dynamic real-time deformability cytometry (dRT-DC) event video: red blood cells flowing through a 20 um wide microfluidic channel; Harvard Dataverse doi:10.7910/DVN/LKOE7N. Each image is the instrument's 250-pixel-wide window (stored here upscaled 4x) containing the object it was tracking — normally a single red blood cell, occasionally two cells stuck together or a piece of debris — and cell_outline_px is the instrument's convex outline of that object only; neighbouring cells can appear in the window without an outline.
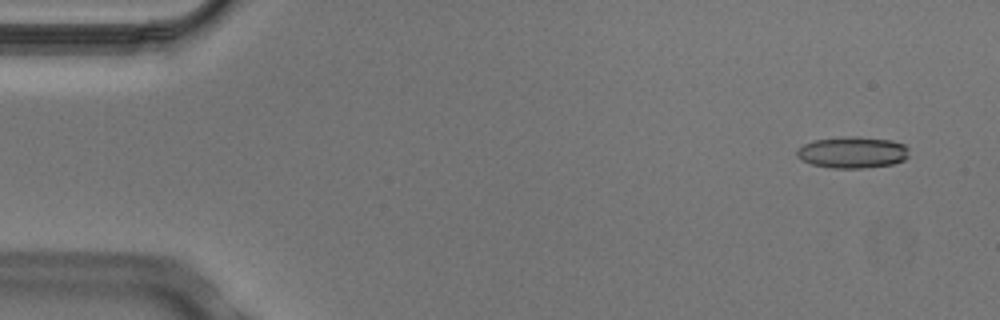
{"species": "Egyptian fruit bat (a non-hibernating species)", "species_latin": "Rousettus aegyptiacus", "temperature_condition": "cold", "stored_images_in_passage": 4, "camera_frame_rate_fps": 3000, "um_per_image_px": 0.085, "animal": {"sex": "male"}, "frame": {"image": 1, "passage_image": 1, "time_ms": 0.0, "image_size_px": [1000, 320], "cell_outline_px": [[908, 156], [904, 160], [892, 164], [864, 168], [832, 168], [812, 164], [800, 160], [796, 156], [796, 152], [804, 144], [812, 140], [848, 136], [856, 136], [892, 140], [904, 144], [908, 148]], "centroid_in_image_um": [72.46, 12.95], "position_along_channel_um": 12.5, "area_um2": 20.69}}